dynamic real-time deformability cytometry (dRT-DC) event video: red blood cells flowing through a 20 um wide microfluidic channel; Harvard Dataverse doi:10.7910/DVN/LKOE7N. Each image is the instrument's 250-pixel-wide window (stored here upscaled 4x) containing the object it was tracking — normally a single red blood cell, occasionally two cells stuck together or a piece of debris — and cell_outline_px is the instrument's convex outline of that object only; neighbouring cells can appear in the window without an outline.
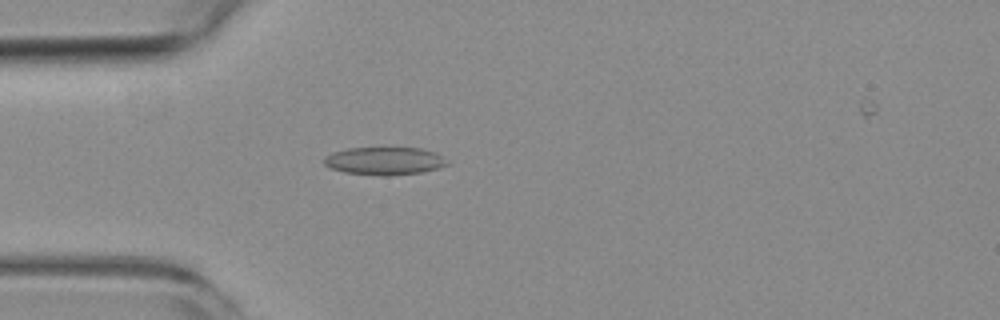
{"species": "common noctule bat (a hibernating species)", "species_latin": "Nyctalus noctula", "temperature_condition": "room temperature", "stored_images_in_passage": 2, "camera_frame_rate_fps": 3000, "um_per_image_px": 0.085, "animal": {"sex": "female", "body_mass_g": 19.3, "forearm_length_mm": 54.1}, "frame": {"image": 1, "passage_image": 2, "time_ms": 1.0, "image_size_px": [1000, 320], "cell_outline_px": [[448, 164], [440, 168], [424, 172], [388, 176], [380, 176], [344, 172], [332, 168], [324, 164], [324, 156], [332, 152], [348, 148], [420, 148], [436, 152], [448, 160]], "centroid_in_image_um": [32.71, 13.68], "position_along_channel_um": 52.3, "area_um2": 20.17}}